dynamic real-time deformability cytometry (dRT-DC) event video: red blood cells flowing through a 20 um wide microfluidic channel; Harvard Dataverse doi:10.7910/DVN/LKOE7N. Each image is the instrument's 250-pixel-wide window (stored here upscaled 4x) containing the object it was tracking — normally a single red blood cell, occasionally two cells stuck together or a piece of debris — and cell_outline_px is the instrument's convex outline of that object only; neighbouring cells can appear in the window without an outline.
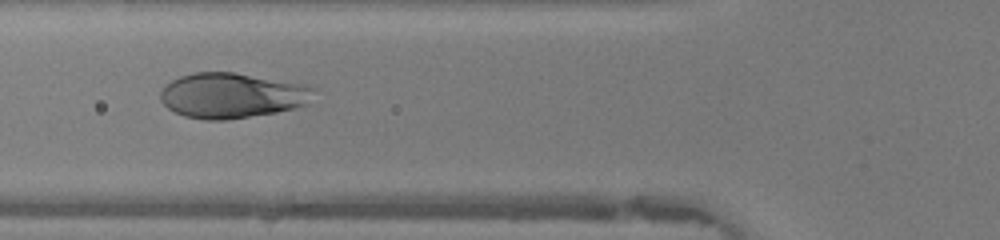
{"species": "human", "species_latin": "Homo sapiens", "temperature_condition": "warm", "stored_images_in_passage": 20, "camera_frame_rate_fps": 3000, "um_per_image_px": 0.085, "donor": {"sex": "female"}, "frame": {"image": 1, "passage_image": 4, "time_ms": 1.0, "image_size_px": [1000, 240], "cell_outline_px": [[312, 88], [308, 104], [296, 108], [276, 112], [228, 120], [204, 120], [184, 116], [168, 108], [160, 100], [160, 92], [164, 84], [180, 76], [196, 72], [236, 72], [304, 84]], "centroid_in_image_um": [19.67, 8.11], "position_along_channel_um": 106.1, "area_um2": 40.46}}